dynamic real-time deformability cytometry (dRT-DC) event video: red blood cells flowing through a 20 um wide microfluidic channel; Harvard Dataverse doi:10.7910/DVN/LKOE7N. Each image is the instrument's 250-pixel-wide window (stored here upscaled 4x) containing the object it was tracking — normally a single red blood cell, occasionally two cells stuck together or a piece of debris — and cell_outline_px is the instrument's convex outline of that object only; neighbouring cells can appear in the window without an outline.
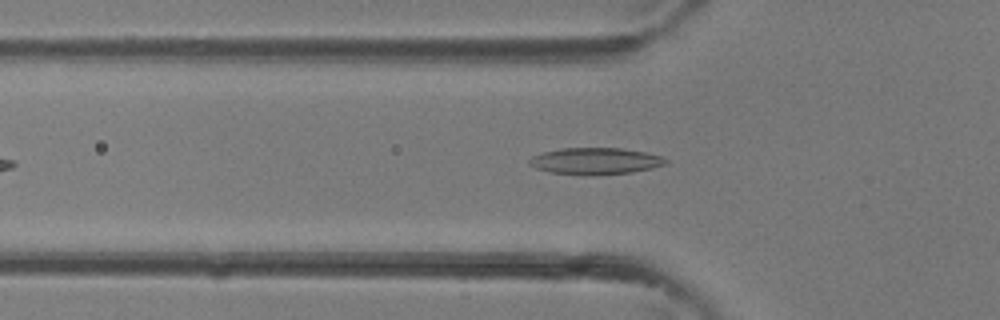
{"species": "common noctule bat (a hibernating species)", "species_latin": "Nyctalus noctula", "temperature_condition": "room temperature", "stored_images_in_passage": 26, "camera_frame_rate_fps": 3000, "um_per_image_px": 0.085, "animal": {"sex": "female"}, "frame": {"image": 1, "passage_image": 5, "time_ms": 1.333, "image_size_px": [1000, 320], "cell_outline_px": [[668, 164], [652, 168], [632, 172], [548, 172], [536, 168], [528, 160], [532, 156], [544, 152], [560, 148], [624, 148], [644, 152], [660, 156], [668, 160]], "centroid_in_image_um": [50.65, 13.63], "position_along_channel_um": 75.1, "area_um2": 20.06}}
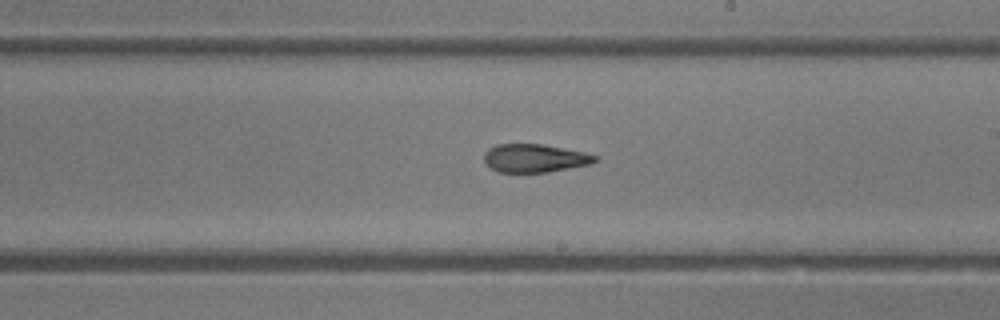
{"frame": {"image": 2, "passage_image": 14, "time_ms": 4.333, "image_size_px": [1000, 320], "cell_outline_px": [[600, 160], [592, 164], [548, 172], [500, 172], [492, 168], [484, 160], [484, 152], [488, 148], [496, 144], [540, 144], [584, 152], [600, 156]], "centroid_in_image_um": [45.5, 13.44], "position_along_channel_um": 243.5, "area_um2": 18.32}}
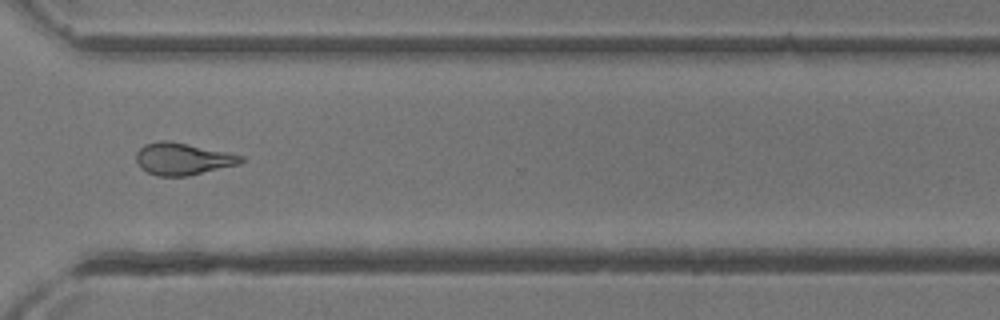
{"frame": {"image": 3, "passage_image": 20, "time_ms": 6.333, "image_size_px": [1000, 320], "cell_outline_px": [[244, 160], [240, 164], [188, 176], [156, 176], [140, 168], [136, 160], [136, 152], [144, 144], [160, 140], [168, 140], [228, 152], [244, 156]], "centroid_in_image_um": [15.52, 13.5], "position_along_channel_um": 355.1, "area_um2": 19.71}}